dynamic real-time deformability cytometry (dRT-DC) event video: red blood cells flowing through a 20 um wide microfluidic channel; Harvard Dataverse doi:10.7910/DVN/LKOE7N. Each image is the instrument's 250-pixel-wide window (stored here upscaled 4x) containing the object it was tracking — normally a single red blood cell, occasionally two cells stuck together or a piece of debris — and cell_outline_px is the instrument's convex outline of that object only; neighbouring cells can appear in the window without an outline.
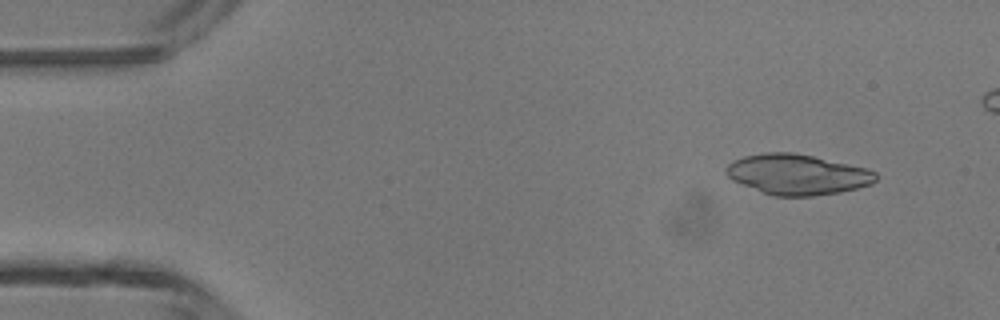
{"species": "common noctule bat (a hibernating species)", "species_latin": "Nyctalus noctula", "temperature_condition": "room temperature", "stored_images_in_passage": 5, "camera_frame_rate_fps": 3000, "um_per_image_px": 0.085, "animal": {"sex": "male", "body_mass_g": 13.3}, "frame": {"image": 1, "passage_image": 2, "time_ms": 1.0, "image_size_px": [1000, 320], "cell_outline_px": [[876, 180], [872, 184], [840, 192], [812, 196], [772, 196], [732, 180], [724, 172], [728, 164], [732, 160], [744, 156], [764, 152], [792, 152], [812, 156], [864, 168], [876, 172]], "centroid_in_image_um": [67.73, 14.83], "position_along_channel_um": 17.3, "area_um2": 35.03}}